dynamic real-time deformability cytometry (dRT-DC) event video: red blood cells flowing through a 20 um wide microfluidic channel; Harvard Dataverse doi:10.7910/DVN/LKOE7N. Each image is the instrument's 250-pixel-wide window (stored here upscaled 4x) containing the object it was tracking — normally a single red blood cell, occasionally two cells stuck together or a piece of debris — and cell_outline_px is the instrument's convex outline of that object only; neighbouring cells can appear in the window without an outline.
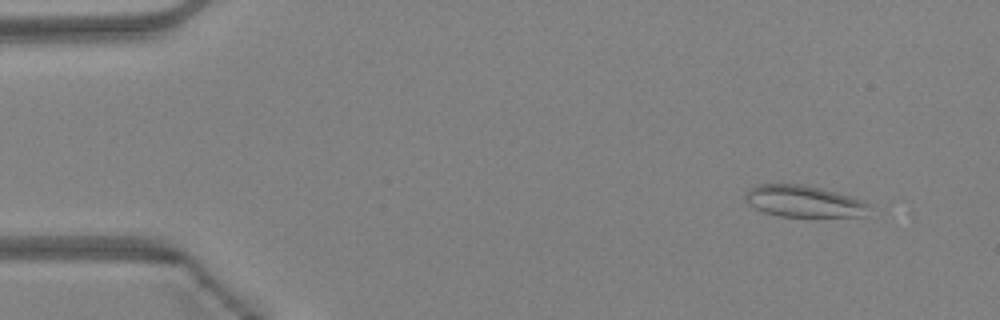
{"species": "Egyptian fruit bat (a non-hibernating species)", "species_latin": "Rousettus aegyptiacus", "temperature_condition": "warm", "stored_images_in_passage": 21, "camera_frame_rate_fps": 3000, "um_per_image_px": 0.085, "animal": {"sex": "female"}, "frame": {"image": 1, "passage_image": 4, "time_ms": 1.0, "image_size_px": [1000, 320], "cell_outline_px": [[868, 204], [864, 216], [780, 216], [764, 212], [748, 204], [744, 196], [744, 192], [756, 184], [804, 184], [852, 196], [864, 200]], "centroid_in_image_um": [68.27, 17.09], "position_along_channel_um": 16.7, "area_um2": 22.72}}
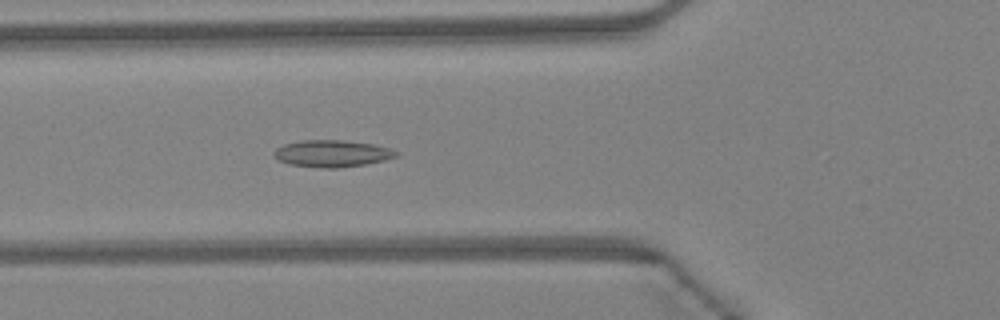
{"frame": {"image": 2, "passage_image": 17, "time_ms": 5.333, "image_size_px": [1000, 320], "cell_outline_px": [[400, 152], [396, 156], [384, 160], [364, 164], [336, 168], [320, 168], [288, 164], [272, 156], [272, 152], [276, 148], [284, 144], [300, 140], [340, 140], [372, 144], [388, 148]], "centroid_in_image_um": [28.17, 13.05], "position_along_channel_um": 97.6, "area_um2": 19.07}}
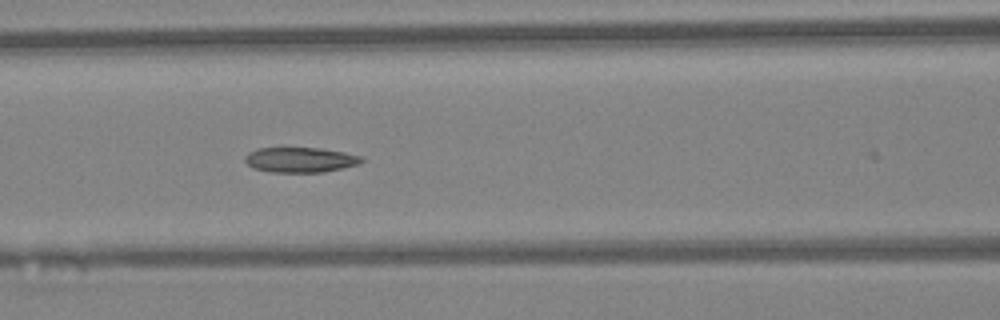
{"frame": {"image": 3, "passage_image": 20, "time_ms": 6.333, "image_size_px": [1000, 320], "cell_outline_px": [[364, 160], [356, 164], [344, 168], [324, 172], [272, 172], [252, 168], [244, 160], [244, 156], [248, 152], [256, 148], [320, 148], [344, 152], [364, 156]], "centroid_in_image_um": [25.51, 13.58], "position_along_channel_um": 141.1, "area_um2": 17.17}}